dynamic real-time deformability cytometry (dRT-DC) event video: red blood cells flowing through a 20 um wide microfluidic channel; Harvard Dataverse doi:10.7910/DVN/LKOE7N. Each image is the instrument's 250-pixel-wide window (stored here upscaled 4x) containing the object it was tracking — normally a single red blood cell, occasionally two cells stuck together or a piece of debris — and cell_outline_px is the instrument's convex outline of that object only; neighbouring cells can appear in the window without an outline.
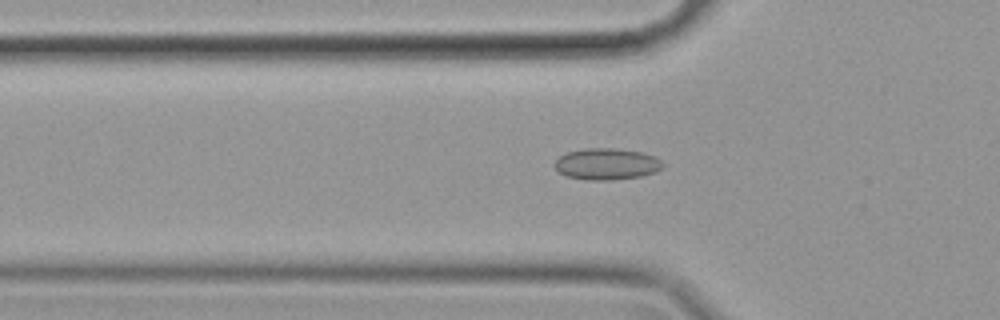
{"species": "common noctule bat (a hibernating species)", "species_latin": "Nyctalus noctula", "temperature_condition": "cold", "stored_images_in_passage": 41, "camera_frame_rate_fps": 3000, "um_per_image_px": 0.085, "animal": {"sex": "female", "body_mass_g": 19.9}, "frame": {"image": 1, "passage_image": 9, "time_ms": 2.667, "image_size_px": [1000, 320], "cell_outline_px": [[664, 168], [656, 172], [640, 176], [612, 180], [588, 180], [568, 176], [560, 172], [552, 164], [560, 156], [568, 152], [584, 148], [612, 148], [640, 152], [656, 156], [664, 164]], "centroid_in_image_um": [51.59, 13.94], "position_along_channel_um": 74.2, "area_um2": 19.83}}
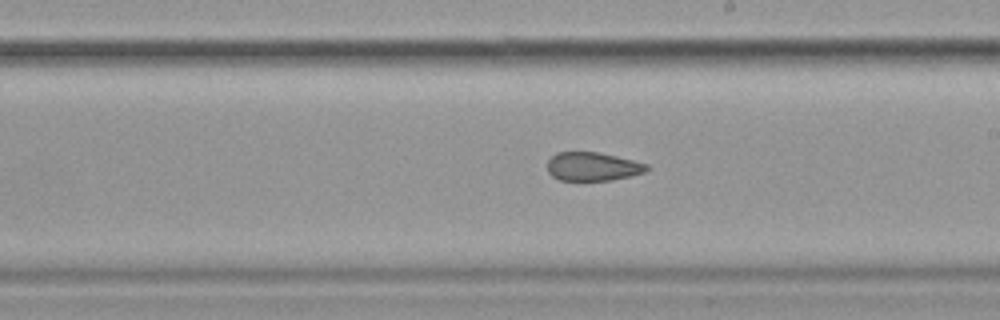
{"frame": {"image": 2, "passage_image": 23, "time_ms": 7.333, "image_size_px": [1000, 320], "cell_outline_px": [[652, 168], [648, 172], [632, 176], [612, 180], [560, 180], [552, 176], [548, 172], [548, 160], [556, 152], [596, 152], [616, 156], [648, 164]], "centroid_in_image_um": [50.43, 14.16], "position_along_channel_um": 238.6, "area_um2": 16.7}}
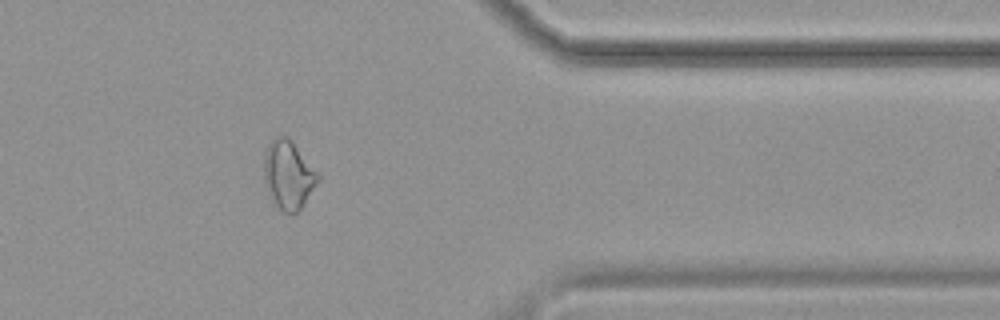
{"frame": {"image": 3, "passage_image": 37, "time_ms": 12.0, "image_size_px": [1000, 320], "cell_outline_px": [[320, 180], [300, 208], [296, 212], [284, 212], [268, 196], [264, 180], [264, 156], [268, 144], [276, 136], [288, 136], [320, 176]], "centroid_in_image_um": [24.49, 14.85], "position_along_channel_um": 386.9, "area_um2": 21.21}, "authors_computed_cell_mechanics": {"area_um2": 18.785, "velocity_mm_per_s": 3.5215, "shape_relaxation_time_tau1_ms": null, "shape_relaxation_time_tau2_ms": 3.4636, "deformation_change_tau1": null, "deformation_change_tau2": 0.1028}}